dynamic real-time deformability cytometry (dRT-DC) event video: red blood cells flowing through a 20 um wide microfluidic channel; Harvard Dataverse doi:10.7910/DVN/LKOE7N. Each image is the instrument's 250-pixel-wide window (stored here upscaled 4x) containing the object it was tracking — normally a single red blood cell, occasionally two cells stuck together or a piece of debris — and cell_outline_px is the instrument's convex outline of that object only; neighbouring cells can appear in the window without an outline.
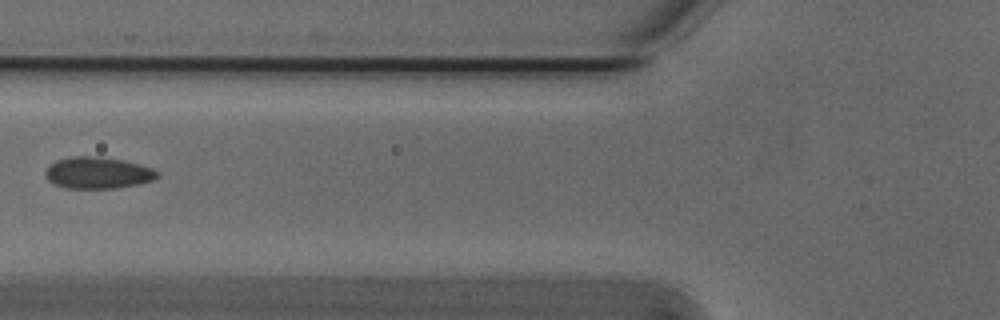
{"species": "Egyptian fruit bat (a non-hibernating species)", "species_latin": "Rousettus aegyptiacus", "temperature_condition": "cold", "stored_images_in_passage": 6, "camera_frame_rate_fps": 3000, "um_per_image_px": 0.085, "animal": {"sex": "male"}, "frame": {"image": 1, "passage_image": 6, "time_ms": 1.667, "image_size_px": [1000, 320], "cell_outline_px": [[160, 176], [156, 180], [140, 184], [116, 188], [64, 188], [52, 184], [44, 176], [44, 172], [56, 160], [72, 156], [96, 156], [124, 160], [140, 164], [152, 168], [160, 172]], "centroid_in_image_um": [8.35, 14.7], "position_along_channel_um": 117.5, "area_um2": 20.98}}